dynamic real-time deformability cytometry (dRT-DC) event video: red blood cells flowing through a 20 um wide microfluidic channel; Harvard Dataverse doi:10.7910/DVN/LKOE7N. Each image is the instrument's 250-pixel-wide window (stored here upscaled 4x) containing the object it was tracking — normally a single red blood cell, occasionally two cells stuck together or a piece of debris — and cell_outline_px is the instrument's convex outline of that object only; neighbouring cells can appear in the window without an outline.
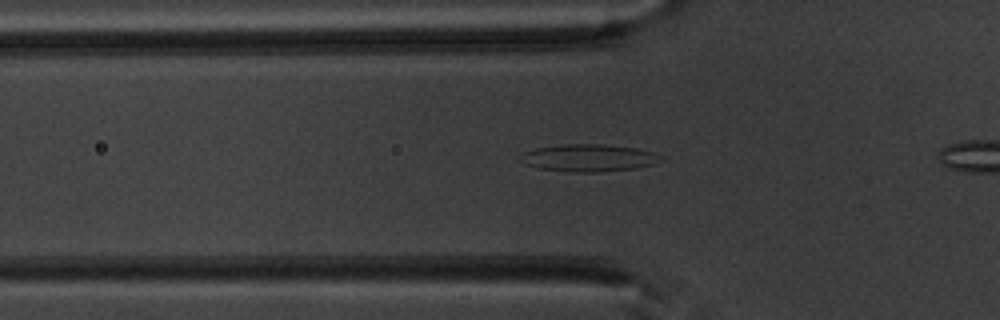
{"species": "common noctule bat (a hibernating species)", "species_latin": "Nyctalus noctula", "temperature_condition": "warm", "stored_images_in_passage": 38, "segment_of_instrument_passage": [1, 2], "camera_frame_rate_fps": 3000, "um_per_image_px": 0.085, "animal": {"sex": "male", "body_mass_g": 20.1, "forearm_length_mm": 53.5}, "frame": {"image": 1, "passage_image": 13, "time_ms": 4.0, "image_size_px": [1000, 320], "cell_outline_px": [[664, 160], [656, 164], [636, 168], [600, 172], [568, 172], [536, 168], [524, 164], [516, 156], [524, 152], [536, 148], [564, 144], [604, 144], [636, 148], [652, 152], [664, 156]], "centroid_in_image_um": [50.03, 13.43], "position_along_channel_um": 75.8, "area_um2": 22.77}}
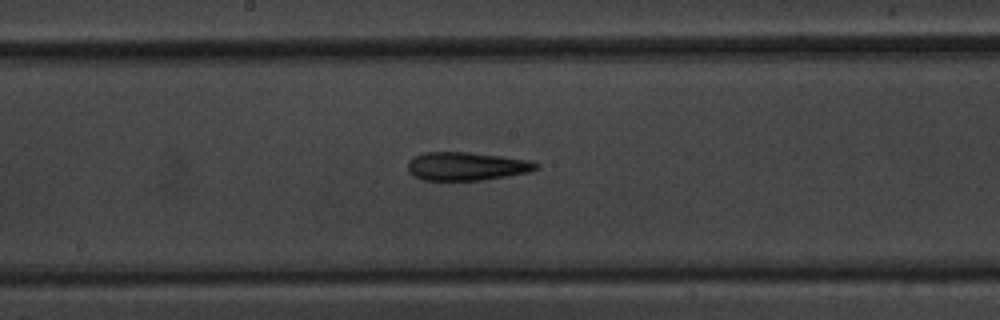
{"frame": {"image": 2, "passage_image": 23, "time_ms": 7.333, "image_size_px": [1000, 320], "cell_outline_px": [[540, 168], [528, 172], [508, 176], [480, 180], [420, 180], [412, 176], [408, 172], [408, 160], [424, 152], [468, 152], [532, 160], [540, 164]], "centroid_in_image_um": [39.66, 14.13], "position_along_channel_um": 208.5, "area_um2": 21.39}}
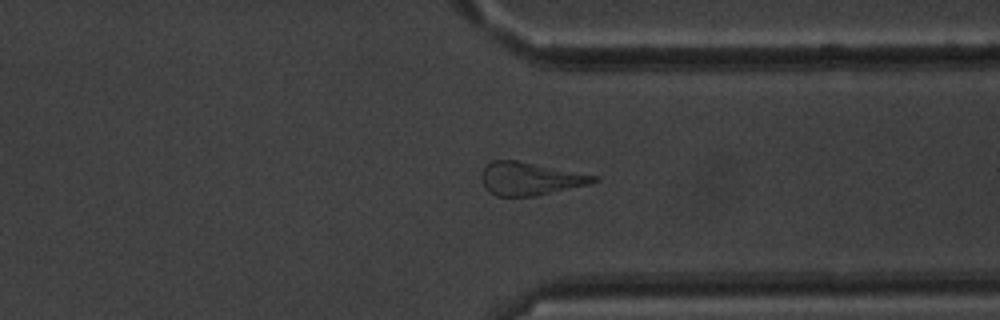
{"frame": {"image": 3, "passage_image": 35, "time_ms": 11.333, "image_size_px": [1000, 320], "cell_outline_px": [[600, 180], [588, 184], [536, 196], [496, 196], [488, 192], [484, 188], [480, 176], [484, 168], [492, 160], [516, 160], [600, 176]], "centroid_in_image_um": [45.04, 15.19], "position_along_channel_um": 366.4, "area_um2": 21.62}}